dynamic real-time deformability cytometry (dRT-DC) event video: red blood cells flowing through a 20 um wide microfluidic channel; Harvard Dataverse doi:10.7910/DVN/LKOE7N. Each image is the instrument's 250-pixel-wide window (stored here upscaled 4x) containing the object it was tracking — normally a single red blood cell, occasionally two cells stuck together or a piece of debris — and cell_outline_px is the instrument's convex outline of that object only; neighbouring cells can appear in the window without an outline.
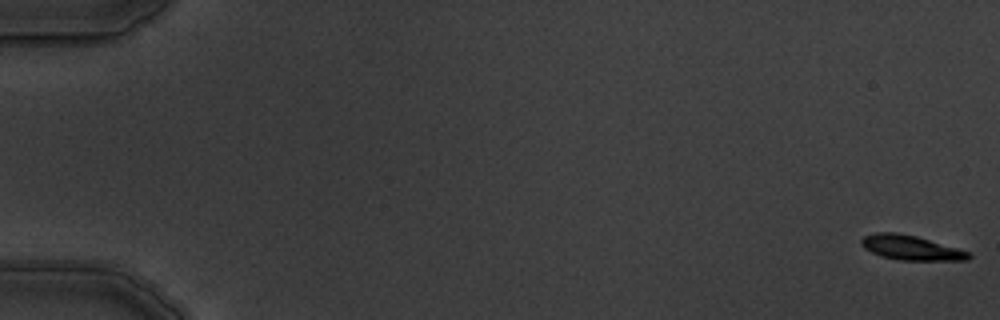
{"species": "common noctule bat (a hibernating species)", "species_latin": "Nyctalus noctula", "temperature_condition": "warm", "stored_images_in_passage": 6, "segment_of_instrument_passage": [1, 2], "camera_frame_rate_fps": 3000, "um_per_image_px": 0.085, "animal": {"sex": "male", "body_mass_g": 19.5, "forearm_length_mm": 54.6}, "frame": {"image": 1, "passage_image": 1, "time_ms": 0.0, "image_size_px": [1000, 320], "cell_outline_px": [[972, 256], [968, 260], [900, 260], [880, 256], [864, 248], [860, 244], [860, 240], [864, 236], [876, 232], [896, 232], [916, 236], [972, 252]], "centroid_in_image_um": [77.44, 21.05], "position_along_channel_um": 7.6, "area_um2": 15.49}}